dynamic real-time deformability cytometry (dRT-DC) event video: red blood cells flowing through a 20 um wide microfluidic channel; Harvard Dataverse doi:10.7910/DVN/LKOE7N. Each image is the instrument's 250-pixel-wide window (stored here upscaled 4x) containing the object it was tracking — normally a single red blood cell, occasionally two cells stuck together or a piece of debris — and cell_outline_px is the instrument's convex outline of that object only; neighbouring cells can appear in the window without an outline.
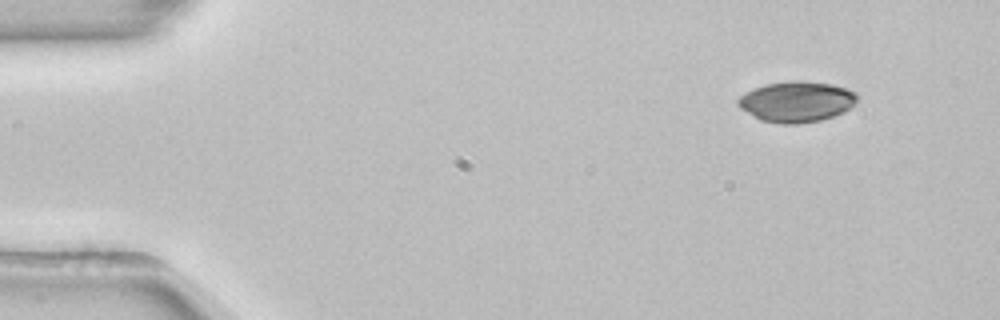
{"species": "common noctule bat (a hibernating species)", "species_latin": "Nyctalus noctula", "temperature_condition": "room temperature", "stored_images_in_passage": 49, "camera_frame_rate_fps": 3000, "um_per_image_px": 0.085, "animal": {"sex": "female", "body_mass_g": 22.7, "forearm_length_mm": 54.2}, "frame": {"image": 1, "passage_image": 1, "time_ms": 0.0, "image_size_px": [1000, 320], "cell_outline_px": [[860, 96], [856, 104], [844, 112], [820, 120], [800, 124], [780, 124], [760, 120], [740, 108], [736, 104], [736, 100], [740, 96], [764, 84], [792, 80], [800, 80], [832, 84], [856, 92]], "centroid_in_image_um": [67.73, 8.64], "position_along_channel_um": 17.3, "area_um2": 28.5}}
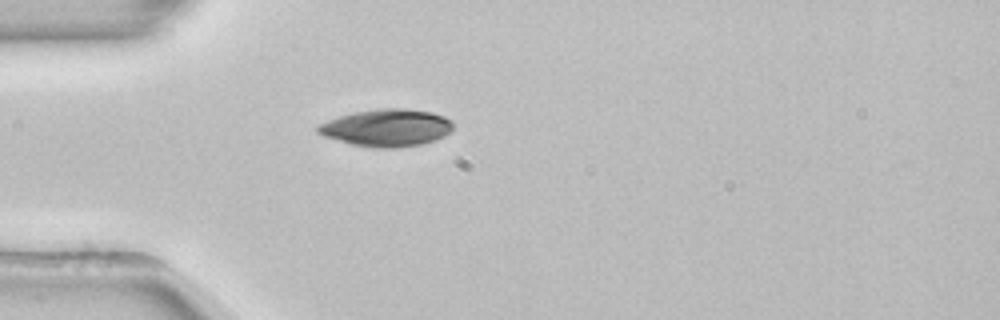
{"frame": {"image": 2, "passage_image": 11, "time_ms": 3.333, "image_size_px": [1000, 320], "cell_outline_px": [[452, 128], [444, 136], [436, 140], [420, 144], [396, 148], [372, 148], [352, 144], [324, 136], [316, 132], [316, 124], [352, 112], [380, 108], [408, 108], [432, 112], [444, 116], [452, 120]], "centroid_in_image_um": [32.85, 10.85], "position_along_channel_um": 52.1, "area_um2": 29.59}, "authors_computed_cell_mechanics": {"area_um2": 28.9578, "velocity_mm_per_s": 3.8686, "shape_relaxation_time_tau1_ms": 6.7874, "shape_relaxation_time_tau2_ms": null, "deformation_change_tau1": 0.0935, "deformation_change_tau2": null}}